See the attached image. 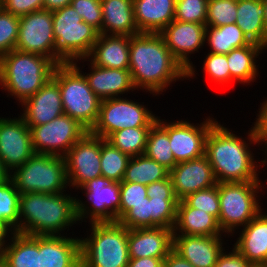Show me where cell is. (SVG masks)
Masks as SVG:
<instances>
[{
  "mask_svg": "<svg viewBox=\"0 0 267 267\" xmlns=\"http://www.w3.org/2000/svg\"><path fill=\"white\" fill-rule=\"evenodd\" d=\"M129 71L136 90L154 96L161 95L174 81L187 79V70L169 51L159 33L130 36Z\"/></svg>",
  "mask_w": 267,
  "mask_h": 267,
  "instance_id": "1",
  "label": "cell"
},
{
  "mask_svg": "<svg viewBox=\"0 0 267 267\" xmlns=\"http://www.w3.org/2000/svg\"><path fill=\"white\" fill-rule=\"evenodd\" d=\"M223 125L217 121L205 142V156L212 166L217 183L260 181L258 173L262 167L258 159L255 161L256 156L250 147L252 144L259 146L253 124L246 132V139Z\"/></svg>",
  "mask_w": 267,
  "mask_h": 267,
  "instance_id": "2",
  "label": "cell"
},
{
  "mask_svg": "<svg viewBox=\"0 0 267 267\" xmlns=\"http://www.w3.org/2000/svg\"><path fill=\"white\" fill-rule=\"evenodd\" d=\"M77 198L71 194L24 193L20 195L19 233L27 235H61L74 224Z\"/></svg>",
  "mask_w": 267,
  "mask_h": 267,
  "instance_id": "3",
  "label": "cell"
},
{
  "mask_svg": "<svg viewBox=\"0 0 267 267\" xmlns=\"http://www.w3.org/2000/svg\"><path fill=\"white\" fill-rule=\"evenodd\" d=\"M56 66L48 57L14 49L0 57V87L21 105L52 78Z\"/></svg>",
  "mask_w": 267,
  "mask_h": 267,
  "instance_id": "4",
  "label": "cell"
},
{
  "mask_svg": "<svg viewBox=\"0 0 267 267\" xmlns=\"http://www.w3.org/2000/svg\"><path fill=\"white\" fill-rule=\"evenodd\" d=\"M89 224L91 234L80 239L81 267H127L128 228L118 221Z\"/></svg>",
  "mask_w": 267,
  "mask_h": 267,
  "instance_id": "5",
  "label": "cell"
},
{
  "mask_svg": "<svg viewBox=\"0 0 267 267\" xmlns=\"http://www.w3.org/2000/svg\"><path fill=\"white\" fill-rule=\"evenodd\" d=\"M52 78L59 85L64 114L90 131L98 119L102 100L89 87L77 61L57 65Z\"/></svg>",
  "mask_w": 267,
  "mask_h": 267,
  "instance_id": "6",
  "label": "cell"
},
{
  "mask_svg": "<svg viewBox=\"0 0 267 267\" xmlns=\"http://www.w3.org/2000/svg\"><path fill=\"white\" fill-rule=\"evenodd\" d=\"M56 41V64L87 58L98 40L99 31L85 23L71 5L52 12Z\"/></svg>",
  "mask_w": 267,
  "mask_h": 267,
  "instance_id": "7",
  "label": "cell"
},
{
  "mask_svg": "<svg viewBox=\"0 0 267 267\" xmlns=\"http://www.w3.org/2000/svg\"><path fill=\"white\" fill-rule=\"evenodd\" d=\"M261 181L218 183L220 215L218 224L233 235L235 229L246 226L262 209L259 191L265 189ZM263 187V188H262ZM258 195V196H257ZM258 197V198H257Z\"/></svg>",
  "mask_w": 267,
  "mask_h": 267,
  "instance_id": "8",
  "label": "cell"
},
{
  "mask_svg": "<svg viewBox=\"0 0 267 267\" xmlns=\"http://www.w3.org/2000/svg\"><path fill=\"white\" fill-rule=\"evenodd\" d=\"M10 179L20 194L66 193L68 181L65 158L35 153L23 165L10 173Z\"/></svg>",
  "mask_w": 267,
  "mask_h": 267,
  "instance_id": "9",
  "label": "cell"
},
{
  "mask_svg": "<svg viewBox=\"0 0 267 267\" xmlns=\"http://www.w3.org/2000/svg\"><path fill=\"white\" fill-rule=\"evenodd\" d=\"M157 121L151 110L126 97L103 99L98 119L89 131L91 134L107 139L112 133L133 127H151Z\"/></svg>",
  "mask_w": 267,
  "mask_h": 267,
  "instance_id": "10",
  "label": "cell"
},
{
  "mask_svg": "<svg viewBox=\"0 0 267 267\" xmlns=\"http://www.w3.org/2000/svg\"><path fill=\"white\" fill-rule=\"evenodd\" d=\"M79 190H83L85 197L88 199V201L84 202L77 198L79 223L87 222L85 220L87 218H89L88 222L90 223L116 222L119 220V182L110 181L104 176H99L89 180Z\"/></svg>",
  "mask_w": 267,
  "mask_h": 267,
  "instance_id": "11",
  "label": "cell"
},
{
  "mask_svg": "<svg viewBox=\"0 0 267 267\" xmlns=\"http://www.w3.org/2000/svg\"><path fill=\"white\" fill-rule=\"evenodd\" d=\"M30 132L34 153L64 157L88 130L77 120L62 114L49 123L30 127Z\"/></svg>",
  "mask_w": 267,
  "mask_h": 267,
  "instance_id": "12",
  "label": "cell"
},
{
  "mask_svg": "<svg viewBox=\"0 0 267 267\" xmlns=\"http://www.w3.org/2000/svg\"><path fill=\"white\" fill-rule=\"evenodd\" d=\"M200 124L186 120L163 121L157 116V122L168 132L170 148L177 163L200 158L205 155L206 137L217 122L208 116Z\"/></svg>",
  "mask_w": 267,
  "mask_h": 267,
  "instance_id": "13",
  "label": "cell"
},
{
  "mask_svg": "<svg viewBox=\"0 0 267 267\" xmlns=\"http://www.w3.org/2000/svg\"><path fill=\"white\" fill-rule=\"evenodd\" d=\"M15 49L48 57L56 63L52 11L42 9L19 17Z\"/></svg>",
  "mask_w": 267,
  "mask_h": 267,
  "instance_id": "14",
  "label": "cell"
},
{
  "mask_svg": "<svg viewBox=\"0 0 267 267\" xmlns=\"http://www.w3.org/2000/svg\"><path fill=\"white\" fill-rule=\"evenodd\" d=\"M69 188H81L89 180L102 176L101 137L89 131L64 156Z\"/></svg>",
  "mask_w": 267,
  "mask_h": 267,
  "instance_id": "15",
  "label": "cell"
},
{
  "mask_svg": "<svg viewBox=\"0 0 267 267\" xmlns=\"http://www.w3.org/2000/svg\"><path fill=\"white\" fill-rule=\"evenodd\" d=\"M206 25L174 20L159 34L179 63L187 70V78L195 77L196 68L190 58L205 44ZM196 51V52H195ZM190 54V55H189Z\"/></svg>",
  "mask_w": 267,
  "mask_h": 267,
  "instance_id": "16",
  "label": "cell"
},
{
  "mask_svg": "<svg viewBox=\"0 0 267 267\" xmlns=\"http://www.w3.org/2000/svg\"><path fill=\"white\" fill-rule=\"evenodd\" d=\"M29 126L19 116L0 117V160L11 173L34 155Z\"/></svg>",
  "mask_w": 267,
  "mask_h": 267,
  "instance_id": "17",
  "label": "cell"
},
{
  "mask_svg": "<svg viewBox=\"0 0 267 267\" xmlns=\"http://www.w3.org/2000/svg\"><path fill=\"white\" fill-rule=\"evenodd\" d=\"M169 177L178 200L217 184L212 166L205 155L197 159L177 163L169 171Z\"/></svg>",
  "mask_w": 267,
  "mask_h": 267,
  "instance_id": "18",
  "label": "cell"
},
{
  "mask_svg": "<svg viewBox=\"0 0 267 267\" xmlns=\"http://www.w3.org/2000/svg\"><path fill=\"white\" fill-rule=\"evenodd\" d=\"M21 104L23 113L20 117L29 128L49 123L64 114L59 85L53 78Z\"/></svg>",
  "mask_w": 267,
  "mask_h": 267,
  "instance_id": "19",
  "label": "cell"
},
{
  "mask_svg": "<svg viewBox=\"0 0 267 267\" xmlns=\"http://www.w3.org/2000/svg\"><path fill=\"white\" fill-rule=\"evenodd\" d=\"M223 242L222 236L173 235V250L194 267H214Z\"/></svg>",
  "mask_w": 267,
  "mask_h": 267,
  "instance_id": "20",
  "label": "cell"
},
{
  "mask_svg": "<svg viewBox=\"0 0 267 267\" xmlns=\"http://www.w3.org/2000/svg\"><path fill=\"white\" fill-rule=\"evenodd\" d=\"M173 229H128L129 258H165L173 250Z\"/></svg>",
  "mask_w": 267,
  "mask_h": 267,
  "instance_id": "21",
  "label": "cell"
},
{
  "mask_svg": "<svg viewBox=\"0 0 267 267\" xmlns=\"http://www.w3.org/2000/svg\"><path fill=\"white\" fill-rule=\"evenodd\" d=\"M39 235L40 267H81L80 238Z\"/></svg>",
  "mask_w": 267,
  "mask_h": 267,
  "instance_id": "22",
  "label": "cell"
},
{
  "mask_svg": "<svg viewBox=\"0 0 267 267\" xmlns=\"http://www.w3.org/2000/svg\"><path fill=\"white\" fill-rule=\"evenodd\" d=\"M90 71L86 74L89 87L101 99L116 98L136 88L133 85L129 69L103 68L90 62Z\"/></svg>",
  "mask_w": 267,
  "mask_h": 267,
  "instance_id": "23",
  "label": "cell"
},
{
  "mask_svg": "<svg viewBox=\"0 0 267 267\" xmlns=\"http://www.w3.org/2000/svg\"><path fill=\"white\" fill-rule=\"evenodd\" d=\"M129 46L130 36L100 34L87 58L76 61H88L103 68L129 69Z\"/></svg>",
  "mask_w": 267,
  "mask_h": 267,
  "instance_id": "24",
  "label": "cell"
},
{
  "mask_svg": "<svg viewBox=\"0 0 267 267\" xmlns=\"http://www.w3.org/2000/svg\"><path fill=\"white\" fill-rule=\"evenodd\" d=\"M176 0H133L135 24L140 33H160L175 19Z\"/></svg>",
  "mask_w": 267,
  "mask_h": 267,
  "instance_id": "25",
  "label": "cell"
},
{
  "mask_svg": "<svg viewBox=\"0 0 267 267\" xmlns=\"http://www.w3.org/2000/svg\"><path fill=\"white\" fill-rule=\"evenodd\" d=\"M242 228L234 248L251 264L267 263V213L261 210Z\"/></svg>",
  "mask_w": 267,
  "mask_h": 267,
  "instance_id": "26",
  "label": "cell"
},
{
  "mask_svg": "<svg viewBox=\"0 0 267 267\" xmlns=\"http://www.w3.org/2000/svg\"><path fill=\"white\" fill-rule=\"evenodd\" d=\"M9 239L0 250L2 267H40L39 235L12 232Z\"/></svg>",
  "mask_w": 267,
  "mask_h": 267,
  "instance_id": "27",
  "label": "cell"
},
{
  "mask_svg": "<svg viewBox=\"0 0 267 267\" xmlns=\"http://www.w3.org/2000/svg\"><path fill=\"white\" fill-rule=\"evenodd\" d=\"M173 235L222 236L218 220L207 212L189 207L183 200L177 204V219Z\"/></svg>",
  "mask_w": 267,
  "mask_h": 267,
  "instance_id": "28",
  "label": "cell"
},
{
  "mask_svg": "<svg viewBox=\"0 0 267 267\" xmlns=\"http://www.w3.org/2000/svg\"><path fill=\"white\" fill-rule=\"evenodd\" d=\"M102 34L134 36L139 34L134 20L133 0H101Z\"/></svg>",
  "mask_w": 267,
  "mask_h": 267,
  "instance_id": "29",
  "label": "cell"
},
{
  "mask_svg": "<svg viewBox=\"0 0 267 267\" xmlns=\"http://www.w3.org/2000/svg\"><path fill=\"white\" fill-rule=\"evenodd\" d=\"M264 49L266 50L262 45L252 42L250 45L235 48L226 54L231 82L236 81L242 85L255 82L256 76L259 75L256 58L262 54V51H265Z\"/></svg>",
  "mask_w": 267,
  "mask_h": 267,
  "instance_id": "30",
  "label": "cell"
},
{
  "mask_svg": "<svg viewBox=\"0 0 267 267\" xmlns=\"http://www.w3.org/2000/svg\"><path fill=\"white\" fill-rule=\"evenodd\" d=\"M262 0H238L236 24L247 38L267 49Z\"/></svg>",
  "mask_w": 267,
  "mask_h": 267,
  "instance_id": "31",
  "label": "cell"
},
{
  "mask_svg": "<svg viewBox=\"0 0 267 267\" xmlns=\"http://www.w3.org/2000/svg\"><path fill=\"white\" fill-rule=\"evenodd\" d=\"M205 42L211 49L209 51L215 54H228L235 48L252 43L236 23L221 27H206Z\"/></svg>",
  "mask_w": 267,
  "mask_h": 267,
  "instance_id": "32",
  "label": "cell"
},
{
  "mask_svg": "<svg viewBox=\"0 0 267 267\" xmlns=\"http://www.w3.org/2000/svg\"><path fill=\"white\" fill-rule=\"evenodd\" d=\"M168 176V169L143 154L129 159L122 182L140 183L147 186L166 179Z\"/></svg>",
  "mask_w": 267,
  "mask_h": 267,
  "instance_id": "33",
  "label": "cell"
},
{
  "mask_svg": "<svg viewBox=\"0 0 267 267\" xmlns=\"http://www.w3.org/2000/svg\"><path fill=\"white\" fill-rule=\"evenodd\" d=\"M144 154L169 171L177 164L170 148L168 132L157 121L149 130Z\"/></svg>",
  "mask_w": 267,
  "mask_h": 267,
  "instance_id": "34",
  "label": "cell"
},
{
  "mask_svg": "<svg viewBox=\"0 0 267 267\" xmlns=\"http://www.w3.org/2000/svg\"><path fill=\"white\" fill-rule=\"evenodd\" d=\"M151 127L124 128L112 133L106 140L130 158L143 155Z\"/></svg>",
  "mask_w": 267,
  "mask_h": 267,
  "instance_id": "35",
  "label": "cell"
},
{
  "mask_svg": "<svg viewBox=\"0 0 267 267\" xmlns=\"http://www.w3.org/2000/svg\"><path fill=\"white\" fill-rule=\"evenodd\" d=\"M130 157L119 149L114 147L110 142L101 137V159L100 166L102 176L110 181H123L126 167Z\"/></svg>",
  "mask_w": 267,
  "mask_h": 267,
  "instance_id": "36",
  "label": "cell"
},
{
  "mask_svg": "<svg viewBox=\"0 0 267 267\" xmlns=\"http://www.w3.org/2000/svg\"><path fill=\"white\" fill-rule=\"evenodd\" d=\"M20 195L10 178L0 183V221L12 232H19Z\"/></svg>",
  "mask_w": 267,
  "mask_h": 267,
  "instance_id": "37",
  "label": "cell"
},
{
  "mask_svg": "<svg viewBox=\"0 0 267 267\" xmlns=\"http://www.w3.org/2000/svg\"><path fill=\"white\" fill-rule=\"evenodd\" d=\"M151 208V228L174 229L177 219L176 197H149Z\"/></svg>",
  "mask_w": 267,
  "mask_h": 267,
  "instance_id": "38",
  "label": "cell"
},
{
  "mask_svg": "<svg viewBox=\"0 0 267 267\" xmlns=\"http://www.w3.org/2000/svg\"><path fill=\"white\" fill-rule=\"evenodd\" d=\"M238 0H209L206 27H221L236 22Z\"/></svg>",
  "mask_w": 267,
  "mask_h": 267,
  "instance_id": "39",
  "label": "cell"
},
{
  "mask_svg": "<svg viewBox=\"0 0 267 267\" xmlns=\"http://www.w3.org/2000/svg\"><path fill=\"white\" fill-rule=\"evenodd\" d=\"M189 207L200 209L214 216L217 220L220 215L218 183L206 189L187 195L182 199Z\"/></svg>",
  "mask_w": 267,
  "mask_h": 267,
  "instance_id": "40",
  "label": "cell"
},
{
  "mask_svg": "<svg viewBox=\"0 0 267 267\" xmlns=\"http://www.w3.org/2000/svg\"><path fill=\"white\" fill-rule=\"evenodd\" d=\"M209 0H176L175 19L206 25Z\"/></svg>",
  "mask_w": 267,
  "mask_h": 267,
  "instance_id": "41",
  "label": "cell"
},
{
  "mask_svg": "<svg viewBox=\"0 0 267 267\" xmlns=\"http://www.w3.org/2000/svg\"><path fill=\"white\" fill-rule=\"evenodd\" d=\"M203 71L208 79L218 85L231 84V75L226 54H215L208 52L203 60Z\"/></svg>",
  "mask_w": 267,
  "mask_h": 267,
  "instance_id": "42",
  "label": "cell"
},
{
  "mask_svg": "<svg viewBox=\"0 0 267 267\" xmlns=\"http://www.w3.org/2000/svg\"><path fill=\"white\" fill-rule=\"evenodd\" d=\"M19 32V17L0 8V57L14 50Z\"/></svg>",
  "mask_w": 267,
  "mask_h": 267,
  "instance_id": "43",
  "label": "cell"
},
{
  "mask_svg": "<svg viewBox=\"0 0 267 267\" xmlns=\"http://www.w3.org/2000/svg\"><path fill=\"white\" fill-rule=\"evenodd\" d=\"M150 198H144L143 202L133 205L118 222L128 229L151 228Z\"/></svg>",
  "mask_w": 267,
  "mask_h": 267,
  "instance_id": "44",
  "label": "cell"
},
{
  "mask_svg": "<svg viewBox=\"0 0 267 267\" xmlns=\"http://www.w3.org/2000/svg\"><path fill=\"white\" fill-rule=\"evenodd\" d=\"M71 6L85 23L93 26L102 34L101 0H72Z\"/></svg>",
  "mask_w": 267,
  "mask_h": 267,
  "instance_id": "45",
  "label": "cell"
},
{
  "mask_svg": "<svg viewBox=\"0 0 267 267\" xmlns=\"http://www.w3.org/2000/svg\"><path fill=\"white\" fill-rule=\"evenodd\" d=\"M147 196V186L140 183H120L119 219L135 204L144 201Z\"/></svg>",
  "mask_w": 267,
  "mask_h": 267,
  "instance_id": "46",
  "label": "cell"
},
{
  "mask_svg": "<svg viewBox=\"0 0 267 267\" xmlns=\"http://www.w3.org/2000/svg\"><path fill=\"white\" fill-rule=\"evenodd\" d=\"M1 8L15 16L21 17L44 9V0H1Z\"/></svg>",
  "mask_w": 267,
  "mask_h": 267,
  "instance_id": "47",
  "label": "cell"
},
{
  "mask_svg": "<svg viewBox=\"0 0 267 267\" xmlns=\"http://www.w3.org/2000/svg\"><path fill=\"white\" fill-rule=\"evenodd\" d=\"M224 249L214 267H250L251 263L241 255L233 246L228 253Z\"/></svg>",
  "mask_w": 267,
  "mask_h": 267,
  "instance_id": "48",
  "label": "cell"
},
{
  "mask_svg": "<svg viewBox=\"0 0 267 267\" xmlns=\"http://www.w3.org/2000/svg\"><path fill=\"white\" fill-rule=\"evenodd\" d=\"M148 197H176L173 191L171 178L153 182L147 185Z\"/></svg>",
  "mask_w": 267,
  "mask_h": 267,
  "instance_id": "49",
  "label": "cell"
},
{
  "mask_svg": "<svg viewBox=\"0 0 267 267\" xmlns=\"http://www.w3.org/2000/svg\"><path fill=\"white\" fill-rule=\"evenodd\" d=\"M259 113L257 114L254 128L257 135L258 143H267V98L263 103H260Z\"/></svg>",
  "mask_w": 267,
  "mask_h": 267,
  "instance_id": "50",
  "label": "cell"
},
{
  "mask_svg": "<svg viewBox=\"0 0 267 267\" xmlns=\"http://www.w3.org/2000/svg\"><path fill=\"white\" fill-rule=\"evenodd\" d=\"M165 258H130L127 267H164Z\"/></svg>",
  "mask_w": 267,
  "mask_h": 267,
  "instance_id": "51",
  "label": "cell"
},
{
  "mask_svg": "<svg viewBox=\"0 0 267 267\" xmlns=\"http://www.w3.org/2000/svg\"><path fill=\"white\" fill-rule=\"evenodd\" d=\"M164 267H194L186 259L172 250L164 259Z\"/></svg>",
  "mask_w": 267,
  "mask_h": 267,
  "instance_id": "52",
  "label": "cell"
},
{
  "mask_svg": "<svg viewBox=\"0 0 267 267\" xmlns=\"http://www.w3.org/2000/svg\"><path fill=\"white\" fill-rule=\"evenodd\" d=\"M72 0H44V9L48 11H55L71 5Z\"/></svg>",
  "mask_w": 267,
  "mask_h": 267,
  "instance_id": "53",
  "label": "cell"
},
{
  "mask_svg": "<svg viewBox=\"0 0 267 267\" xmlns=\"http://www.w3.org/2000/svg\"><path fill=\"white\" fill-rule=\"evenodd\" d=\"M11 234H12V231L2 221H0V250L3 244L9 239L8 237H10Z\"/></svg>",
  "mask_w": 267,
  "mask_h": 267,
  "instance_id": "54",
  "label": "cell"
},
{
  "mask_svg": "<svg viewBox=\"0 0 267 267\" xmlns=\"http://www.w3.org/2000/svg\"><path fill=\"white\" fill-rule=\"evenodd\" d=\"M10 178V172L4 167L0 160V183L7 181Z\"/></svg>",
  "mask_w": 267,
  "mask_h": 267,
  "instance_id": "55",
  "label": "cell"
},
{
  "mask_svg": "<svg viewBox=\"0 0 267 267\" xmlns=\"http://www.w3.org/2000/svg\"><path fill=\"white\" fill-rule=\"evenodd\" d=\"M258 144H259V146L261 145V147H260L261 149L259 148V150L263 151L265 153L264 155H266L265 158L264 159L262 158V160L259 162L260 167L261 166L264 167L267 165V143H258Z\"/></svg>",
  "mask_w": 267,
  "mask_h": 267,
  "instance_id": "56",
  "label": "cell"
},
{
  "mask_svg": "<svg viewBox=\"0 0 267 267\" xmlns=\"http://www.w3.org/2000/svg\"><path fill=\"white\" fill-rule=\"evenodd\" d=\"M262 4L264 7V11H265L263 20H264V25H265V33L267 34V0H262Z\"/></svg>",
  "mask_w": 267,
  "mask_h": 267,
  "instance_id": "57",
  "label": "cell"
},
{
  "mask_svg": "<svg viewBox=\"0 0 267 267\" xmlns=\"http://www.w3.org/2000/svg\"><path fill=\"white\" fill-rule=\"evenodd\" d=\"M250 267H267V263L251 264Z\"/></svg>",
  "mask_w": 267,
  "mask_h": 267,
  "instance_id": "58",
  "label": "cell"
}]
</instances>
